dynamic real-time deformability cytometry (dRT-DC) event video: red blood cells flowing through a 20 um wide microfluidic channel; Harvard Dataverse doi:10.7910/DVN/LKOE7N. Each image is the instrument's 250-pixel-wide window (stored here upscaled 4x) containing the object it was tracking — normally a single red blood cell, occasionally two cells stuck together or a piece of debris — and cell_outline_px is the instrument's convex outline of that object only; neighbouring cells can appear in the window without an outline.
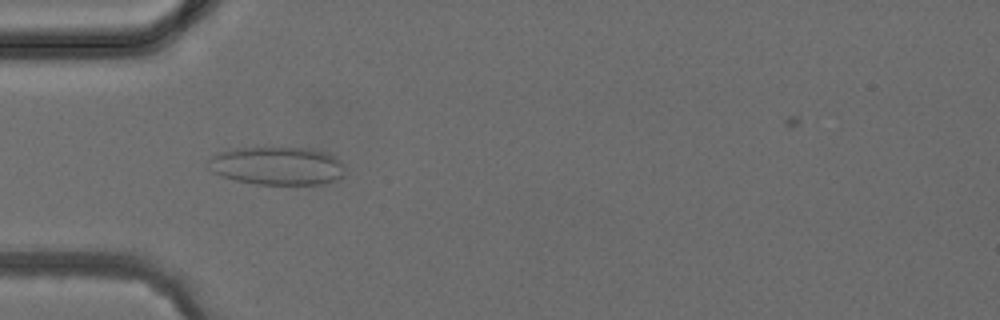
{"species": "common noctule bat (a hibernating species)", "species_latin": "Nyctalus noctula", "temperature_condition": "cold", "stored_images_in_passage": 3, "camera_frame_rate_fps": 3000, "um_per_image_px": 0.085, "animal": {"sex": "female", "body_mass_g": 24.6, "forearm_length_mm": 56.2}, "frame": {"image": 1, "passage_image": 3, "time_ms": 2.333, "image_size_px": [1000, 320], "cell_outline_px": [[344, 176], [336, 180], [324, 184], [256, 184], [236, 180], [212, 172], [208, 168], [208, 160], [216, 152], [232, 148], [312, 148], [324, 152], [340, 160], [344, 164]], "centroid_in_image_um": [23.56, 14.09], "position_along_channel_um": 61.4, "area_um2": 30.58}}